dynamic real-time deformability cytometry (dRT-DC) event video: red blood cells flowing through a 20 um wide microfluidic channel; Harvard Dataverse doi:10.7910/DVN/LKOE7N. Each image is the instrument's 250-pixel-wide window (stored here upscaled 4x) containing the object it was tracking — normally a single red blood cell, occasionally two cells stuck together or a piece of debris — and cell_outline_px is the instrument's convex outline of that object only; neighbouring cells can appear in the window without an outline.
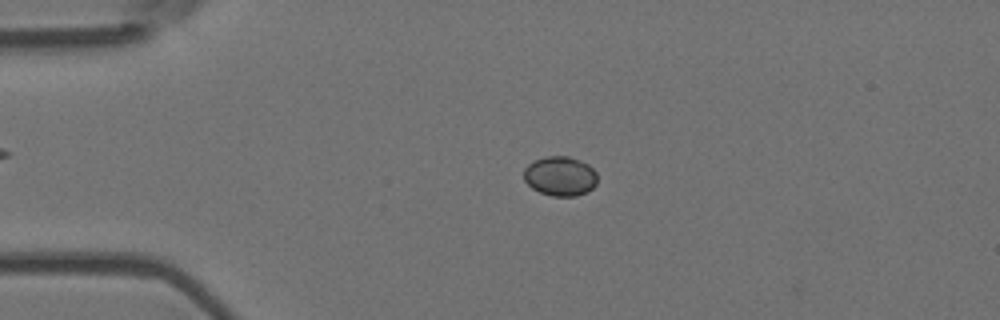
{"species": "Egyptian fruit bat (a non-hibernating species)", "species_latin": "Rousettus aegyptiacus", "temperature_condition": "room temperature", "stored_images_in_passage": 3, "camera_frame_rate_fps": 3000, "um_per_image_px": 0.085, "animal": {"sex": "female"}, "frame": {"image": 1, "passage_image": 2, "time_ms": 0.333, "image_size_px": [1000, 320], "cell_outline_px": [[596, 184], [588, 192], [576, 196], [552, 196], [540, 192], [532, 188], [524, 180], [524, 168], [528, 164], [544, 156], [568, 156], [580, 160], [588, 164], [596, 172]], "centroid_in_image_um": [47.61, 14.97], "position_along_channel_um": 37.4, "area_um2": 16.99}}